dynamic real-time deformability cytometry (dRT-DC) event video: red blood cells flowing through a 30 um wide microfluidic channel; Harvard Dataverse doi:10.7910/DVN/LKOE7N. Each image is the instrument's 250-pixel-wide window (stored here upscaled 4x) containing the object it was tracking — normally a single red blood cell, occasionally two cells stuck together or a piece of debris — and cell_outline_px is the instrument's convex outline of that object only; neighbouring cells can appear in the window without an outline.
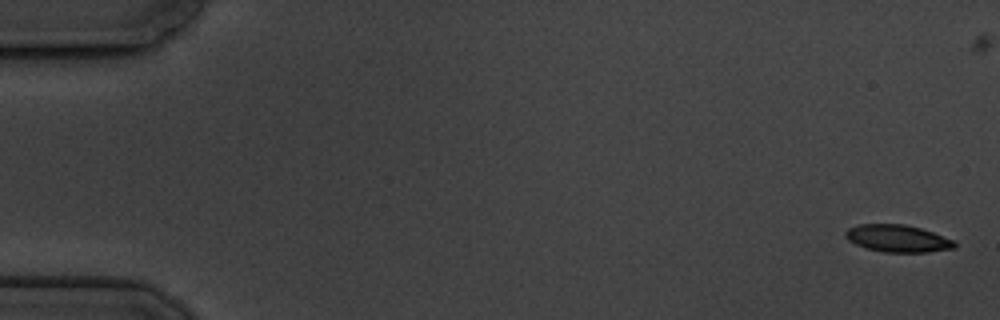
{"species": "common noctule bat (a hibernating species)", "species_latin": "Nyctalus noctula", "temperature_condition": "cold", "stored_images_in_passage": 6, "segment_of_instrument_passage": [1, 2], "camera_frame_rate_fps": 3000, "um_per_image_px": 0.085, "animal": {"sex": "male", "body_mass_g": 19.5, "forearm_length_mm": 54.6}, "frame": {"image": 1, "passage_image": 1, "time_ms": 0.0, "image_size_px": [1000, 320], "cell_outline_px": [[956, 248], [928, 252], [884, 252], [868, 248], [856, 244], [848, 240], [844, 236], [844, 232], [848, 228], [860, 224], [904, 224], [920, 228], [932, 232], [952, 240], [956, 244]], "centroid_in_image_um": [76.28, 20.26], "position_along_channel_um": 8.7, "area_um2": 17.17}}
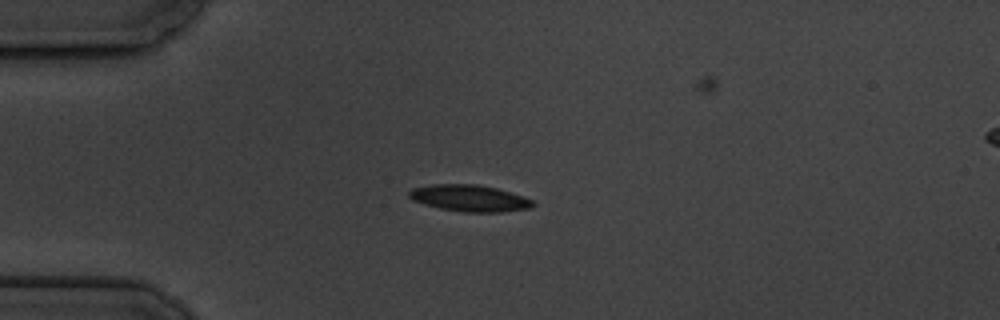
{"frame": {"image": 2, "passage_image": 5, "time_ms": 4.667, "image_size_px": [1000, 320], "cell_outline_px": [[536, 204], [532, 208], [500, 212], [464, 212], [440, 208], [424, 204], [412, 200], [408, 196], [408, 192], [412, 188], [432, 184], [476, 184], [496, 188], [524, 196], [532, 200]], "centroid_in_image_um": [39.91, 16.84], "position_along_channel_um": 45.1, "area_um2": 19.25}}